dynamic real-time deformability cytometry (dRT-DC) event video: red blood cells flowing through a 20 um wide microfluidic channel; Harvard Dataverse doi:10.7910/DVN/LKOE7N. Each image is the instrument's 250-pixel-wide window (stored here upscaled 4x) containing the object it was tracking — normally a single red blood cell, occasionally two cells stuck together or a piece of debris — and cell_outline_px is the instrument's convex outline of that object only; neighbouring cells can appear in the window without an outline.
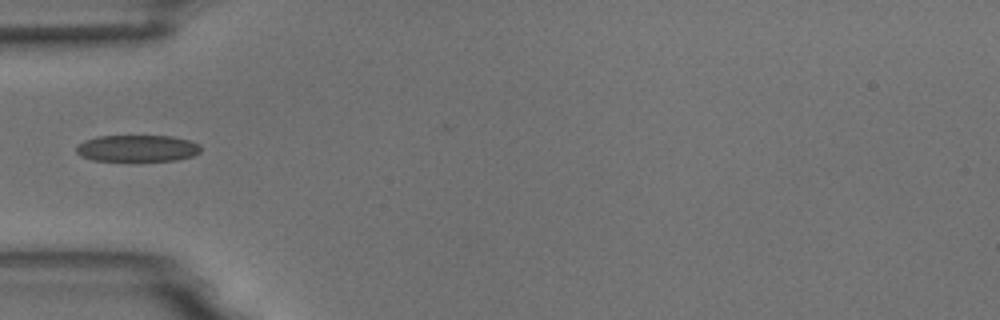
{"species": "common noctule bat (a hibernating species)", "species_latin": "Nyctalus noctula", "temperature_condition": "room temperature", "stored_images_in_passage": 9, "segment_of_instrument_passage": [2, 2], "camera_frame_rate_fps": 3000, "um_per_image_px": 0.085, "animal": {"sex": "male", "body_mass_g": 18.8}, "frame": {"image": 1, "passage_image": 6, "time_ms": 5.667, "image_size_px": [1000, 320], "cell_outline_px": [[200, 152], [192, 156], [176, 160], [92, 160], [80, 156], [76, 152], [76, 148], [84, 140], [100, 136], [172, 136], [188, 140], [200, 144]], "centroid_in_image_um": [11.67, 12.6], "position_along_channel_um": 73.3, "area_um2": 19.13}}